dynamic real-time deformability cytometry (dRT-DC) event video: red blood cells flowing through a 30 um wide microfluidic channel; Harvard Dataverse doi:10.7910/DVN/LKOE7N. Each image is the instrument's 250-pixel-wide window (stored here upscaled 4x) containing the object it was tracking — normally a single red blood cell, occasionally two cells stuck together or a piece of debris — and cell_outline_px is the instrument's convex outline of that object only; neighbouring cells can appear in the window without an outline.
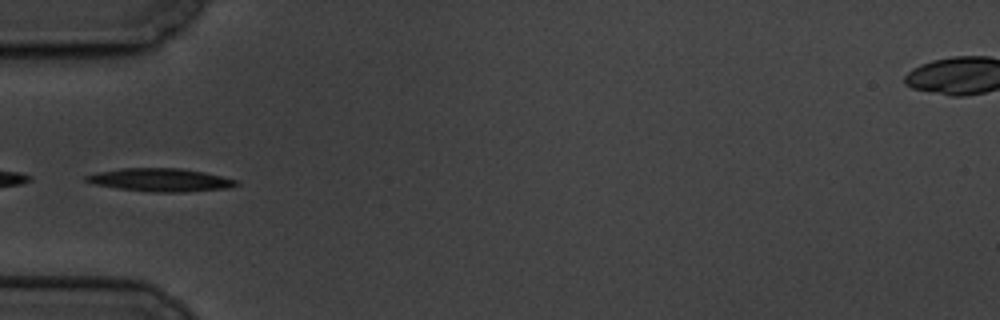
{"species": "common noctule bat (a hibernating species)", "species_latin": "Nyctalus noctula", "temperature_condition": "cold", "stored_images_in_passage": 6, "camera_frame_rate_fps": 3000, "um_per_image_px": 0.085, "animal": {"sex": "male", "body_mass_g": 19.5, "forearm_length_mm": 54.6}, "frame": {"image": 1, "passage_image": 5, "time_ms": 4.333, "image_size_px": [1000, 320], "cell_outline_px": [[240, 184], [232, 188], [184, 192], [152, 192], [116, 188], [92, 184], [84, 180], [84, 176], [96, 172], [120, 168], [180, 168], [204, 172], [240, 180]], "centroid_in_image_um": [13.66, 15.29], "position_along_channel_um": 71.3, "area_um2": 20.58}}
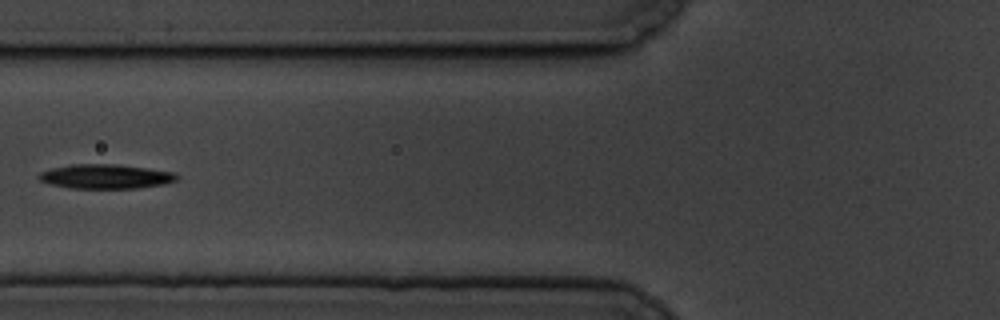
{"frame": {"image": 2, "passage_image": 6, "time_ms": 5.667, "image_size_px": [1000, 320], "cell_outline_px": [[180, 176], [176, 180], [164, 184], [140, 188], [72, 188], [52, 184], [40, 180], [36, 176], [40, 172], [52, 168], [72, 164], [116, 164], [148, 168], [172, 172]], "centroid_in_image_um": [8.99, 14.99], "position_along_channel_um": 116.8, "area_um2": 19.54}}